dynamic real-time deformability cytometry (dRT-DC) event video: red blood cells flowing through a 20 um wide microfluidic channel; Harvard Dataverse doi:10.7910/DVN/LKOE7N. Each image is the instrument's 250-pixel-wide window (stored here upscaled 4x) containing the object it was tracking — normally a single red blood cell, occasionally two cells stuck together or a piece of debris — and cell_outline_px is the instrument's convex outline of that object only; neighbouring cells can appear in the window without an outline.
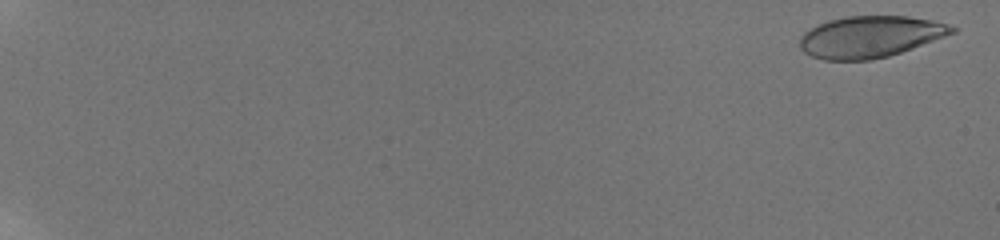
{"species": "human", "species_latin": "Homo sapiens", "temperature_condition": "room temperature", "stored_images_in_passage": 57, "camera_frame_rate_fps": 3000, "um_per_image_px": 0.085, "donor": {"sex": "male"}, "frame": {"image": 1, "passage_image": 2, "time_ms": 0.333, "image_size_px": [1000, 240], "cell_outline_px": [[956, 32], [912, 48], [888, 56], [872, 60], [824, 60], [812, 56], [804, 52], [800, 48], [800, 36], [804, 32], [816, 24], [828, 20], [844, 16], [908, 16], [932, 20], [956, 28]], "centroid_in_image_um": [73.91, 3.12], "position_along_channel_um": 11.1, "area_um2": 36.76}}
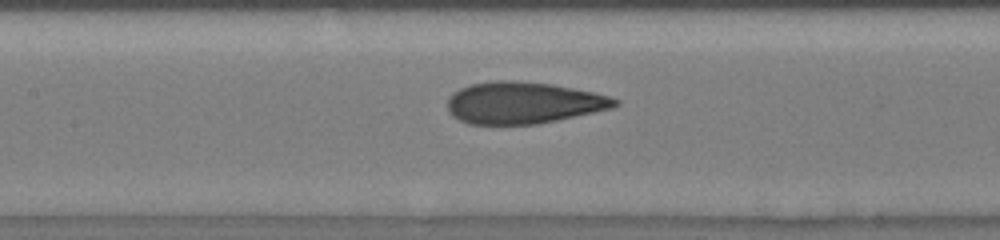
{"frame": {"image": 2, "passage_image": 33, "time_ms": 10.667, "image_size_px": [1000, 240], "cell_outline_px": [[620, 104], [612, 108], [556, 120], [536, 124], [468, 124], [452, 116], [448, 112], [448, 100], [452, 92], [460, 88], [472, 84], [496, 80], [512, 80], [552, 84], [592, 92], [608, 96], [620, 100]], "centroid_in_image_um": [44.45, 8.73], "position_along_channel_um": 162.9, "area_um2": 40.58}}
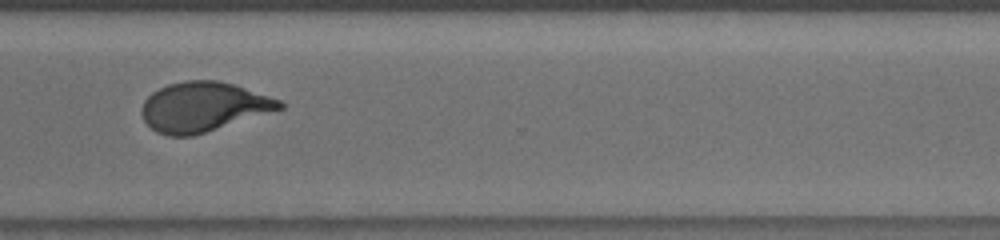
{"frame": {"image": 3, "passage_image": 49, "time_ms": 15.667, "image_size_px": [1000, 240], "cell_outline_px": [[284, 108], [192, 136], [168, 136], [156, 132], [144, 120], [140, 112], [144, 100], [152, 92], [168, 84], [184, 80], [216, 80], [232, 84], [280, 100], [284, 104]], "centroid_in_image_um": [17.24, 9.08], "position_along_channel_um": 353.4, "area_um2": 39.48}, "authors_computed_cell_mechanics": {"area_um2": 39.304, "velocity_mm_per_s": 3.8177, "shape_relaxation_time_tau1_ms": 7.1466, "shape_relaxation_time_tau2_ms": 0.6317, "deformation_change_tau1": 0.2531, "deformation_change_tau2": 0.0635}}